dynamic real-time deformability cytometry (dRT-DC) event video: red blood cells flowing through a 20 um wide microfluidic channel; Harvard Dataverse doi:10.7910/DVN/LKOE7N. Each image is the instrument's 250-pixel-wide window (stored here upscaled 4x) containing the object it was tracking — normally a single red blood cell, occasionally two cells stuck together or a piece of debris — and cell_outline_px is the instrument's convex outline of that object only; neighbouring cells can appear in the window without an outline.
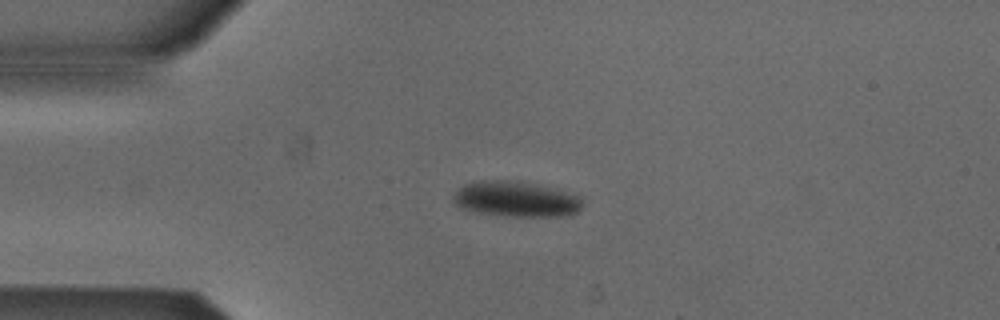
{"species": "Egyptian fruit bat (a non-hibernating species)", "species_latin": "Rousettus aegyptiacus", "temperature_condition": "cold", "stored_images_in_passage": 33, "camera_frame_rate_fps": 3000, "um_per_image_px": 0.085, "animal": {"sex": "male"}, "frame": {"image": 1, "passage_image": 1, "time_ms": 0.0, "image_size_px": [1000, 320], "cell_outline_px": [[584, 204], [576, 212], [568, 216], [508, 216], [476, 212], [460, 208], [452, 204], [452, 196], [464, 184], [480, 180], [520, 180], [556, 188], [580, 196]], "centroid_in_image_um": [43.85, 16.91], "position_along_channel_um": 41.1, "area_um2": 27.22}}
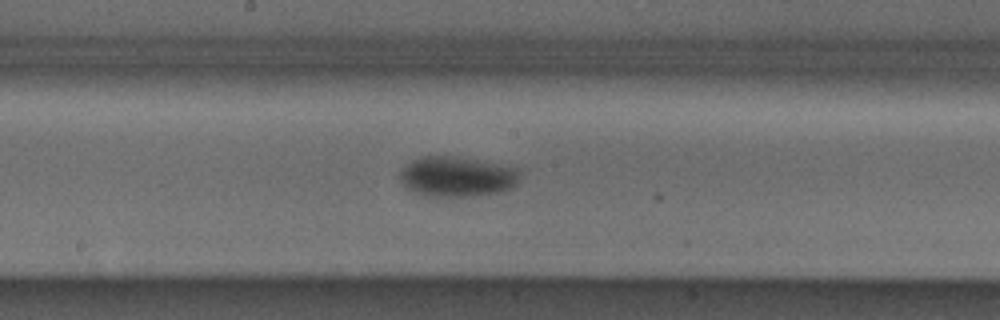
{"frame": {"image": 2, "passage_image": 16, "time_ms": 5.0, "image_size_px": [1000, 320], "cell_outline_px": [[520, 180], [512, 188], [504, 192], [480, 196], [444, 200], [424, 196], [408, 188], [400, 180], [400, 168], [412, 160], [420, 156], [456, 156], [520, 168]], "centroid_in_image_um": [38.87, 15.06], "position_along_channel_um": 209.3, "area_um2": 29.36}}
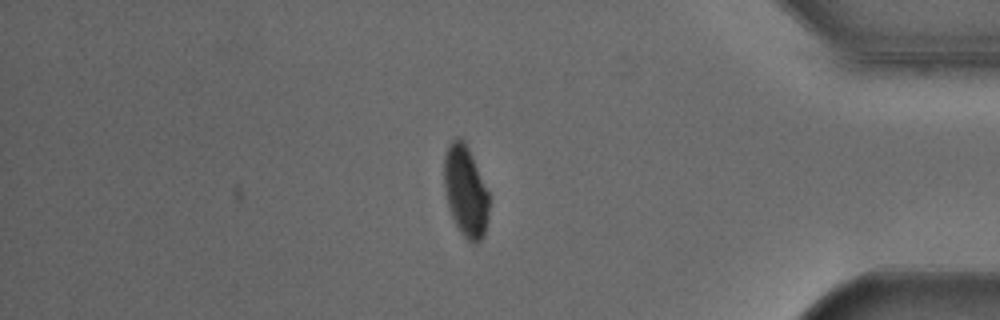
{"frame": {"image": 3, "passage_image": 33, "time_ms": 10.667, "image_size_px": [1000, 320], "cell_outline_px": [[488, 216], [484, 236], [476, 244], [472, 244], [460, 232], [452, 216], [448, 204], [444, 188], [444, 152], [448, 144], [456, 136], [460, 136], [464, 140], [468, 148], [488, 192]], "centroid_in_image_um": [39.55, 16.24], "position_along_channel_um": 395.6, "area_um2": 23.76}, "authors_computed_cell_mechanics": {"area_um2": 27.5128, "velocity_mm_per_s": 3.8662, "shape_relaxation_time_tau1_ms": 2.8408, "shape_relaxation_time_tau2_ms": null, "deformation_change_tau1": 0.072, "deformation_change_tau2": null}}